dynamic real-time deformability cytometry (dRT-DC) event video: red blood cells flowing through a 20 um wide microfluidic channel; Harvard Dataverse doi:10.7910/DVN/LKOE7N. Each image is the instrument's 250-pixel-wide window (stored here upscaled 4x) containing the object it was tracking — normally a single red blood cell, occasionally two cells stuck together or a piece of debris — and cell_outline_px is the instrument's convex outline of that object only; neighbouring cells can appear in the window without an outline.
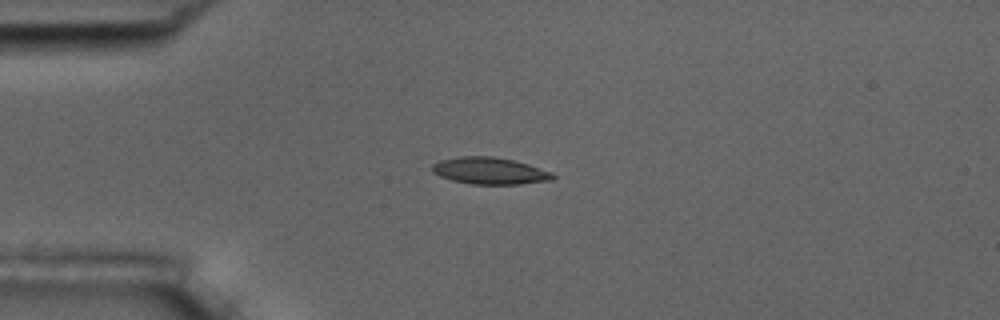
{"species": "common noctule bat (a hibernating species)", "species_latin": "Nyctalus noctula", "temperature_condition": "room temperature", "stored_images_in_passage": 11, "camera_frame_rate_fps": 3000, "um_per_image_px": 0.085, "animal": {"sex": "male", "body_mass_g": 17.5, "forearm_length_mm": 52.3}, "frame": {"image": 1, "passage_image": 4, "time_ms": 4.333, "image_size_px": [1000, 320], "cell_outline_px": [[556, 176], [552, 180], [520, 184], [472, 184], [452, 180], [440, 176], [432, 172], [432, 164], [440, 160], [460, 156], [492, 156], [512, 160], [528, 164], [552, 172]], "centroid_in_image_um": [41.63, 14.52], "position_along_channel_um": 43.4, "area_um2": 18.84}}
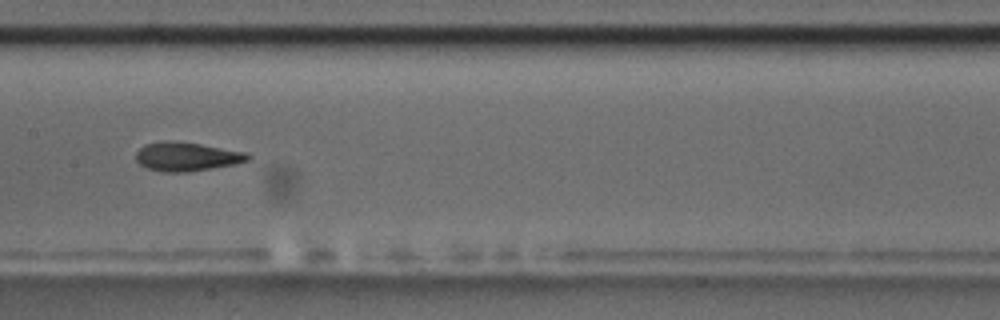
{"frame": {"image": 2, "passage_image": 8, "time_ms": 9.0, "image_size_px": [1000, 320], "cell_outline_px": [[252, 156], [248, 160], [236, 164], [188, 172], [160, 172], [148, 168], [140, 164], [136, 160], [136, 152], [144, 144], [164, 140], [168, 140], [200, 144], [248, 152]], "centroid_in_image_um": [15.88, 13.31], "position_along_channel_um": 191.5, "area_um2": 18.96}}